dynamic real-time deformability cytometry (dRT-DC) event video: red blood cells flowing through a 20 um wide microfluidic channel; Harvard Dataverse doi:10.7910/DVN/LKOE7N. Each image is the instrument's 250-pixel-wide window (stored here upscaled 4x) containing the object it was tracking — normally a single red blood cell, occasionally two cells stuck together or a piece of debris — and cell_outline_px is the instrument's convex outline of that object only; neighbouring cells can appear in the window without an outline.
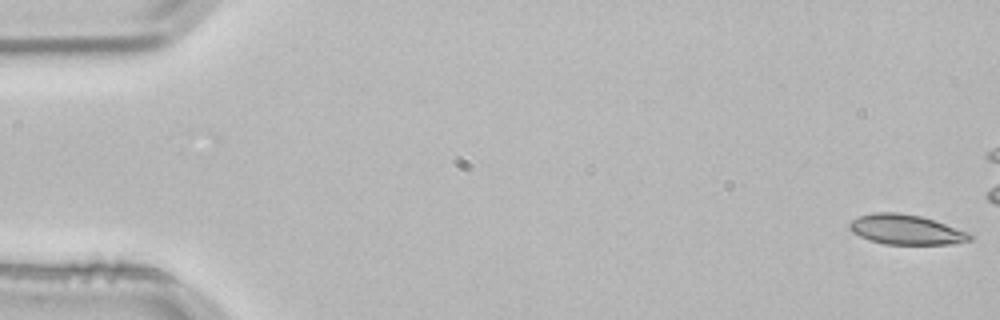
{"species": "common noctule bat (a hibernating species)", "species_latin": "Nyctalus noctula", "temperature_condition": "room temperature", "stored_images_in_passage": 5, "camera_frame_rate_fps": 3000, "um_per_image_px": 0.085, "animal": {"sex": "male", "body_mass_g": 21.5, "forearm_length_mm": 52.0}, "frame": {"image": 1, "passage_image": 1, "time_ms": 0.0, "image_size_px": [1000, 320], "cell_outline_px": [[976, 236], [972, 240], [952, 244], [884, 244], [868, 240], [852, 232], [848, 228], [848, 224], [852, 220], [860, 216], [872, 212], [896, 212], [920, 216], [936, 220], [972, 232]], "centroid_in_image_um": [77.08, 19.52], "position_along_channel_um": 7.9, "area_um2": 21.44}}